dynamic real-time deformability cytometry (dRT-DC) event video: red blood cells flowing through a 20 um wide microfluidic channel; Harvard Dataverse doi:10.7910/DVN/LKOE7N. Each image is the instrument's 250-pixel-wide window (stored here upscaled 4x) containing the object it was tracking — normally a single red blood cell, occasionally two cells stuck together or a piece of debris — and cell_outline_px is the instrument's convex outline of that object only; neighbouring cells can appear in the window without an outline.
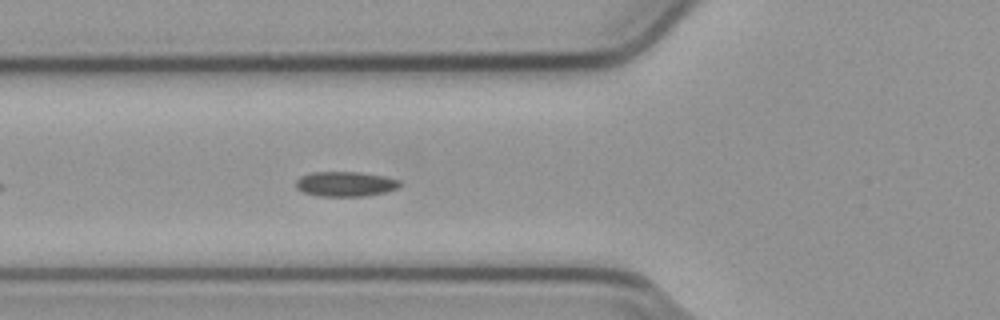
{"species": "common noctule bat (a hibernating species)", "species_latin": "Nyctalus noctula", "temperature_condition": "cold", "stored_images_in_passage": 19, "camera_frame_rate_fps": 3000, "um_per_image_px": 0.085, "animal": {"sex": "male", "body_mass_g": 23.1, "forearm_length_mm": 52.7}, "frame": {"image": 1, "passage_image": 6, "time_ms": 1.667, "image_size_px": [1000, 320], "cell_outline_px": [[404, 184], [400, 188], [384, 192], [364, 196], [320, 196], [304, 192], [296, 188], [296, 180], [300, 176], [312, 172], [360, 172], [384, 176], [400, 180]], "centroid_in_image_um": [29.4, 15.63], "position_along_channel_um": 96.4, "area_um2": 15.2}}
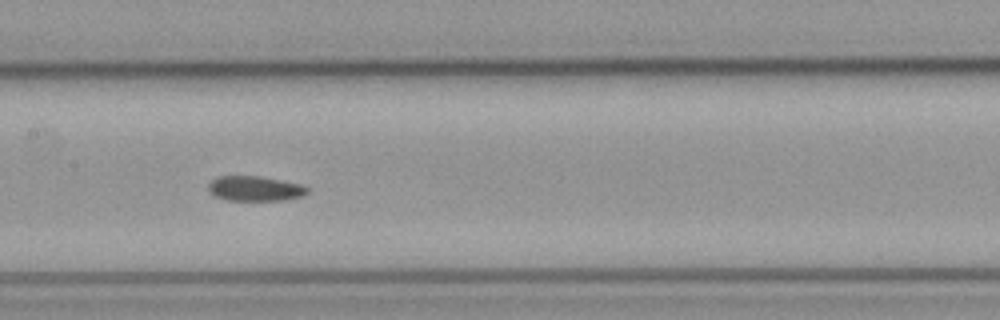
{"frame": {"image": 2, "passage_image": 13, "time_ms": 4.0, "image_size_px": [1000, 320], "cell_outline_px": [[308, 192], [304, 196], [288, 200], [228, 200], [216, 196], [208, 192], [208, 184], [212, 180], [220, 176], [260, 176], [300, 184], [308, 188]], "centroid_in_image_um": [21.68, 16.03], "position_along_channel_um": 185.7, "area_um2": 14.39}}
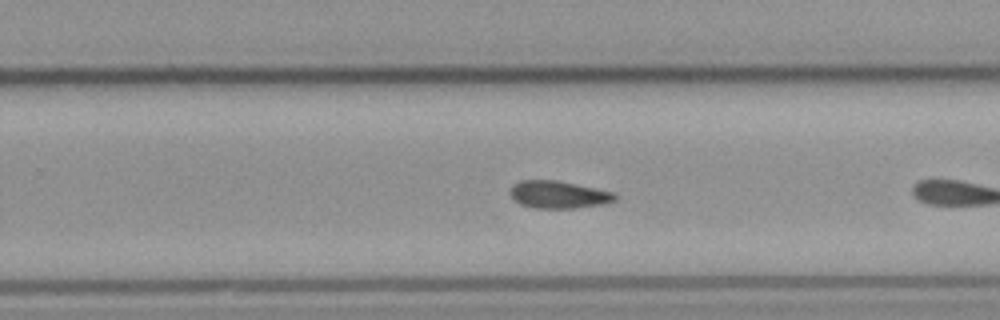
{"frame": {"image": 3, "passage_image": 18, "time_ms": 5.667, "image_size_px": [1000, 320], "cell_outline_px": [[616, 200], [604, 204], [572, 208], [532, 208], [520, 204], [508, 192], [512, 184], [520, 180], [556, 180], [616, 192]], "centroid_in_image_um": [47.46, 16.53], "position_along_channel_um": 282.3, "area_um2": 16.88}}